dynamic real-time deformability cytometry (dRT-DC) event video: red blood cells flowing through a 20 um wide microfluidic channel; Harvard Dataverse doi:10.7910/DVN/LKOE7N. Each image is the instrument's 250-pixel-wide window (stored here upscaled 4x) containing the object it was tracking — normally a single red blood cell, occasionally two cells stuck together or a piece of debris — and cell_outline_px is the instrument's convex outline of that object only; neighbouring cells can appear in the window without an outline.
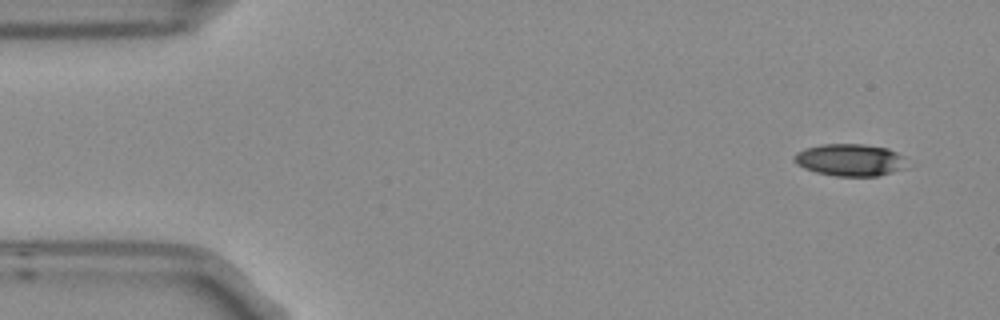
{"species": "Egyptian fruit bat (a non-hibernating species)", "species_latin": "Rousettus aegyptiacus", "temperature_condition": "room temperature", "stored_images_in_passage": 4, "camera_frame_rate_fps": 3000, "um_per_image_px": 0.085, "frame": {"image": 1, "passage_image": 1, "time_ms": 0.0, "image_size_px": [1000, 320], "cell_outline_px": [[900, 168], [892, 172], [880, 176], [836, 176], [816, 172], [804, 168], [796, 164], [792, 160], [792, 156], [796, 152], [804, 148], [820, 144], [864, 144], [888, 148], [896, 152], [900, 156]], "centroid_in_image_um": [72.1, 13.58], "position_along_channel_um": 12.9, "area_um2": 20.81}}
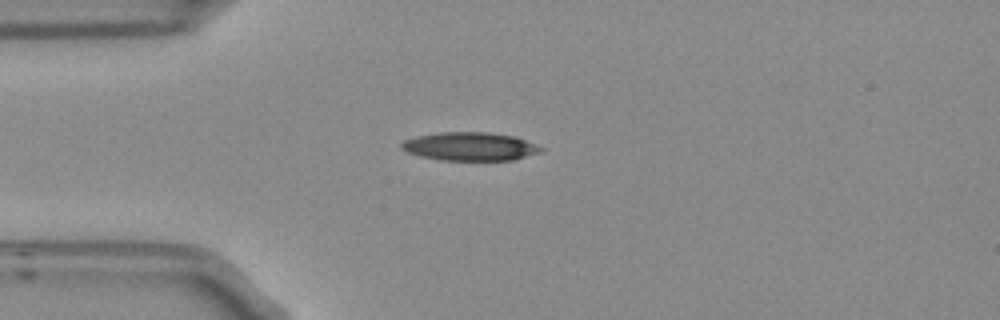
{"frame": {"image": 2, "passage_image": 4, "time_ms": 1.0, "image_size_px": [1000, 320], "cell_outline_px": [[544, 148], [540, 152], [512, 160], [444, 160], [420, 156], [408, 152], [400, 148], [400, 144], [404, 140], [416, 136], [436, 132], [488, 132], [516, 136], [536, 144]], "centroid_in_image_um": [39.94, 12.44], "position_along_channel_um": 45.1, "area_um2": 23.12}}